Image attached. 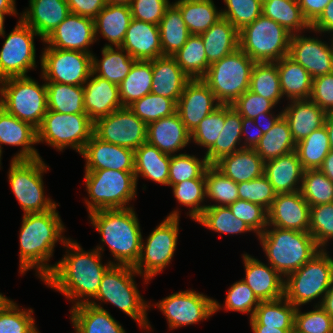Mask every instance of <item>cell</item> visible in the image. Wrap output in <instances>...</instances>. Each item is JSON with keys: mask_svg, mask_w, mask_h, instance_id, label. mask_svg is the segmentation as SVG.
<instances>
[{"mask_svg": "<svg viewBox=\"0 0 333 333\" xmlns=\"http://www.w3.org/2000/svg\"><path fill=\"white\" fill-rule=\"evenodd\" d=\"M63 244L74 252L66 254L61 261L53 265V270L43 281L71 300L85 296L94 298L103 275L115 263L110 261L106 266L101 264L100 251L103 247L86 252L78 243L69 239Z\"/></svg>", "mask_w": 333, "mask_h": 333, "instance_id": "obj_1", "label": "cell"}, {"mask_svg": "<svg viewBox=\"0 0 333 333\" xmlns=\"http://www.w3.org/2000/svg\"><path fill=\"white\" fill-rule=\"evenodd\" d=\"M20 230V271L37 267L41 279H44L54 268L48 261L52 256L55 243L62 237L64 230L56 207L42 213L24 214Z\"/></svg>", "mask_w": 333, "mask_h": 333, "instance_id": "obj_2", "label": "cell"}, {"mask_svg": "<svg viewBox=\"0 0 333 333\" xmlns=\"http://www.w3.org/2000/svg\"><path fill=\"white\" fill-rule=\"evenodd\" d=\"M93 226L101 234L119 263L134 267L141 254L142 235L132 207L125 209H101L90 213Z\"/></svg>", "mask_w": 333, "mask_h": 333, "instance_id": "obj_3", "label": "cell"}, {"mask_svg": "<svg viewBox=\"0 0 333 333\" xmlns=\"http://www.w3.org/2000/svg\"><path fill=\"white\" fill-rule=\"evenodd\" d=\"M258 236L270 265L284 276L298 270L321 250L309 232L274 227Z\"/></svg>", "mask_w": 333, "mask_h": 333, "instance_id": "obj_4", "label": "cell"}, {"mask_svg": "<svg viewBox=\"0 0 333 333\" xmlns=\"http://www.w3.org/2000/svg\"><path fill=\"white\" fill-rule=\"evenodd\" d=\"M255 62L240 48L211 64L202 80L214 93L217 103L232 105L249 90Z\"/></svg>", "mask_w": 333, "mask_h": 333, "instance_id": "obj_5", "label": "cell"}, {"mask_svg": "<svg viewBox=\"0 0 333 333\" xmlns=\"http://www.w3.org/2000/svg\"><path fill=\"white\" fill-rule=\"evenodd\" d=\"M0 83V106L37 129L48 111L46 84L40 86L28 76L6 78Z\"/></svg>", "mask_w": 333, "mask_h": 333, "instance_id": "obj_6", "label": "cell"}, {"mask_svg": "<svg viewBox=\"0 0 333 333\" xmlns=\"http://www.w3.org/2000/svg\"><path fill=\"white\" fill-rule=\"evenodd\" d=\"M292 34L261 14L239 31V48L255 63L277 62L289 54Z\"/></svg>", "mask_w": 333, "mask_h": 333, "instance_id": "obj_7", "label": "cell"}, {"mask_svg": "<svg viewBox=\"0 0 333 333\" xmlns=\"http://www.w3.org/2000/svg\"><path fill=\"white\" fill-rule=\"evenodd\" d=\"M85 182L90 201L89 213L101 209H125L136 194L137 181L134 171L112 169L85 170Z\"/></svg>", "mask_w": 333, "mask_h": 333, "instance_id": "obj_8", "label": "cell"}, {"mask_svg": "<svg viewBox=\"0 0 333 333\" xmlns=\"http://www.w3.org/2000/svg\"><path fill=\"white\" fill-rule=\"evenodd\" d=\"M135 273L137 272L132 266L112 265L103 275L94 298L112 303L136 320L140 326L149 328L146 316L149 306L142 299L134 283Z\"/></svg>", "mask_w": 333, "mask_h": 333, "instance_id": "obj_9", "label": "cell"}, {"mask_svg": "<svg viewBox=\"0 0 333 333\" xmlns=\"http://www.w3.org/2000/svg\"><path fill=\"white\" fill-rule=\"evenodd\" d=\"M287 276L284 297L298 308L326 294L333 281V259L321 249L302 267Z\"/></svg>", "mask_w": 333, "mask_h": 333, "instance_id": "obj_10", "label": "cell"}, {"mask_svg": "<svg viewBox=\"0 0 333 333\" xmlns=\"http://www.w3.org/2000/svg\"><path fill=\"white\" fill-rule=\"evenodd\" d=\"M94 122L87 114H64L48 110L37 128V143L44 140L58 150L71 146L81 153L93 135Z\"/></svg>", "mask_w": 333, "mask_h": 333, "instance_id": "obj_11", "label": "cell"}, {"mask_svg": "<svg viewBox=\"0 0 333 333\" xmlns=\"http://www.w3.org/2000/svg\"><path fill=\"white\" fill-rule=\"evenodd\" d=\"M46 168L41 158L12 159L8 175L9 182L24 214L42 213L56 207L55 202L44 196L42 173L47 170Z\"/></svg>", "mask_w": 333, "mask_h": 333, "instance_id": "obj_12", "label": "cell"}, {"mask_svg": "<svg viewBox=\"0 0 333 333\" xmlns=\"http://www.w3.org/2000/svg\"><path fill=\"white\" fill-rule=\"evenodd\" d=\"M178 215L177 211L169 214L149 235L146 245L142 242L141 254L134 266V270L137 274L144 272L143 275L146 280L162 271L170 263L174 255L179 231Z\"/></svg>", "mask_w": 333, "mask_h": 333, "instance_id": "obj_13", "label": "cell"}, {"mask_svg": "<svg viewBox=\"0 0 333 333\" xmlns=\"http://www.w3.org/2000/svg\"><path fill=\"white\" fill-rule=\"evenodd\" d=\"M92 53L47 47L41 56L43 78L49 82L83 86L92 72Z\"/></svg>", "mask_w": 333, "mask_h": 333, "instance_id": "obj_14", "label": "cell"}, {"mask_svg": "<svg viewBox=\"0 0 333 333\" xmlns=\"http://www.w3.org/2000/svg\"><path fill=\"white\" fill-rule=\"evenodd\" d=\"M93 134L100 140L136 150L147 140V124L128 107H122L94 122Z\"/></svg>", "mask_w": 333, "mask_h": 333, "instance_id": "obj_15", "label": "cell"}, {"mask_svg": "<svg viewBox=\"0 0 333 333\" xmlns=\"http://www.w3.org/2000/svg\"><path fill=\"white\" fill-rule=\"evenodd\" d=\"M34 35L38 34L20 18L0 51V81L27 76L28 70L35 67Z\"/></svg>", "mask_w": 333, "mask_h": 333, "instance_id": "obj_16", "label": "cell"}, {"mask_svg": "<svg viewBox=\"0 0 333 333\" xmlns=\"http://www.w3.org/2000/svg\"><path fill=\"white\" fill-rule=\"evenodd\" d=\"M156 305L172 329L207 319L221 308L216 300L190 290L174 293Z\"/></svg>", "mask_w": 333, "mask_h": 333, "instance_id": "obj_17", "label": "cell"}, {"mask_svg": "<svg viewBox=\"0 0 333 333\" xmlns=\"http://www.w3.org/2000/svg\"><path fill=\"white\" fill-rule=\"evenodd\" d=\"M214 93L202 79H191L185 86L183 93L177 101V109L180 119L191 133L198 124L221 104Z\"/></svg>", "mask_w": 333, "mask_h": 333, "instance_id": "obj_18", "label": "cell"}, {"mask_svg": "<svg viewBox=\"0 0 333 333\" xmlns=\"http://www.w3.org/2000/svg\"><path fill=\"white\" fill-rule=\"evenodd\" d=\"M288 56L306 69L313 79L333 72V43L329 47L318 39L295 33L291 36Z\"/></svg>", "mask_w": 333, "mask_h": 333, "instance_id": "obj_19", "label": "cell"}, {"mask_svg": "<svg viewBox=\"0 0 333 333\" xmlns=\"http://www.w3.org/2000/svg\"><path fill=\"white\" fill-rule=\"evenodd\" d=\"M95 40L94 19L70 13L44 40L49 47L90 53Z\"/></svg>", "mask_w": 333, "mask_h": 333, "instance_id": "obj_20", "label": "cell"}, {"mask_svg": "<svg viewBox=\"0 0 333 333\" xmlns=\"http://www.w3.org/2000/svg\"><path fill=\"white\" fill-rule=\"evenodd\" d=\"M310 205L300 191L280 193L268 209V226L309 232Z\"/></svg>", "mask_w": 333, "mask_h": 333, "instance_id": "obj_21", "label": "cell"}, {"mask_svg": "<svg viewBox=\"0 0 333 333\" xmlns=\"http://www.w3.org/2000/svg\"><path fill=\"white\" fill-rule=\"evenodd\" d=\"M80 154L87 161L85 170L134 171V150L104 142L94 134Z\"/></svg>", "mask_w": 333, "mask_h": 333, "instance_id": "obj_22", "label": "cell"}, {"mask_svg": "<svg viewBox=\"0 0 333 333\" xmlns=\"http://www.w3.org/2000/svg\"><path fill=\"white\" fill-rule=\"evenodd\" d=\"M246 278L245 283L253 290L260 302L274 301L284 297V278L272 266L267 267L262 262L243 255Z\"/></svg>", "mask_w": 333, "mask_h": 333, "instance_id": "obj_23", "label": "cell"}, {"mask_svg": "<svg viewBox=\"0 0 333 333\" xmlns=\"http://www.w3.org/2000/svg\"><path fill=\"white\" fill-rule=\"evenodd\" d=\"M121 47L136 60L162 57L158 25L132 18Z\"/></svg>", "mask_w": 333, "mask_h": 333, "instance_id": "obj_24", "label": "cell"}, {"mask_svg": "<svg viewBox=\"0 0 333 333\" xmlns=\"http://www.w3.org/2000/svg\"><path fill=\"white\" fill-rule=\"evenodd\" d=\"M89 77L83 85L84 110L89 118L95 122L97 119L111 114L122 108L119 96V86L98 76Z\"/></svg>", "mask_w": 333, "mask_h": 333, "instance_id": "obj_25", "label": "cell"}, {"mask_svg": "<svg viewBox=\"0 0 333 333\" xmlns=\"http://www.w3.org/2000/svg\"><path fill=\"white\" fill-rule=\"evenodd\" d=\"M37 143V129L19 120L0 106V153L1 144L23 146L13 160H34L41 158L31 146Z\"/></svg>", "mask_w": 333, "mask_h": 333, "instance_id": "obj_26", "label": "cell"}, {"mask_svg": "<svg viewBox=\"0 0 333 333\" xmlns=\"http://www.w3.org/2000/svg\"><path fill=\"white\" fill-rule=\"evenodd\" d=\"M191 140V133L185 127L177 112L147 125L146 142L161 152L172 155L183 149Z\"/></svg>", "mask_w": 333, "mask_h": 333, "instance_id": "obj_27", "label": "cell"}, {"mask_svg": "<svg viewBox=\"0 0 333 333\" xmlns=\"http://www.w3.org/2000/svg\"><path fill=\"white\" fill-rule=\"evenodd\" d=\"M151 93L174 100L176 103L191 78L172 56L152 59Z\"/></svg>", "mask_w": 333, "mask_h": 333, "instance_id": "obj_28", "label": "cell"}, {"mask_svg": "<svg viewBox=\"0 0 333 333\" xmlns=\"http://www.w3.org/2000/svg\"><path fill=\"white\" fill-rule=\"evenodd\" d=\"M70 13L66 0H30L21 19L44 41Z\"/></svg>", "mask_w": 333, "mask_h": 333, "instance_id": "obj_29", "label": "cell"}, {"mask_svg": "<svg viewBox=\"0 0 333 333\" xmlns=\"http://www.w3.org/2000/svg\"><path fill=\"white\" fill-rule=\"evenodd\" d=\"M71 320L76 333H125L123 327L102 306L89 298L76 302Z\"/></svg>", "mask_w": 333, "mask_h": 333, "instance_id": "obj_30", "label": "cell"}, {"mask_svg": "<svg viewBox=\"0 0 333 333\" xmlns=\"http://www.w3.org/2000/svg\"><path fill=\"white\" fill-rule=\"evenodd\" d=\"M282 115L287 120L296 143L306 138L314 130L324 126L327 113L316 103L308 100H293Z\"/></svg>", "mask_w": 333, "mask_h": 333, "instance_id": "obj_31", "label": "cell"}, {"mask_svg": "<svg viewBox=\"0 0 333 333\" xmlns=\"http://www.w3.org/2000/svg\"><path fill=\"white\" fill-rule=\"evenodd\" d=\"M213 165L237 184L263 176L265 169V161L248 148L223 156Z\"/></svg>", "mask_w": 333, "mask_h": 333, "instance_id": "obj_32", "label": "cell"}, {"mask_svg": "<svg viewBox=\"0 0 333 333\" xmlns=\"http://www.w3.org/2000/svg\"><path fill=\"white\" fill-rule=\"evenodd\" d=\"M303 172L295 150L265 162L264 175L277 194L300 191L295 185L302 181Z\"/></svg>", "mask_w": 333, "mask_h": 333, "instance_id": "obj_33", "label": "cell"}, {"mask_svg": "<svg viewBox=\"0 0 333 333\" xmlns=\"http://www.w3.org/2000/svg\"><path fill=\"white\" fill-rule=\"evenodd\" d=\"M200 36L209 66L239 48V31L223 17Z\"/></svg>", "mask_w": 333, "mask_h": 333, "instance_id": "obj_34", "label": "cell"}, {"mask_svg": "<svg viewBox=\"0 0 333 333\" xmlns=\"http://www.w3.org/2000/svg\"><path fill=\"white\" fill-rule=\"evenodd\" d=\"M282 96L291 100H308L312 92L313 78L299 63L288 55L277 62Z\"/></svg>", "mask_w": 333, "mask_h": 333, "instance_id": "obj_35", "label": "cell"}, {"mask_svg": "<svg viewBox=\"0 0 333 333\" xmlns=\"http://www.w3.org/2000/svg\"><path fill=\"white\" fill-rule=\"evenodd\" d=\"M131 20L130 6L106 4L94 18L95 37L100 32L116 48L121 47Z\"/></svg>", "mask_w": 333, "mask_h": 333, "instance_id": "obj_36", "label": "cell"}, {"mask_svg": "<svg viewBox=\"0 0 333 333\" xmlns=\"http://www.w3.org/2000/svg\"><path fill=\"white\" fill-rule=\"evenodd\" d=\"M134 173L152 181L168 185L171 155L161 152L149 143L142 144L134 151Z\"/></svg>", "mask_w": 333, "mask_h": 333, "instance_id": "obj_37", "label": "cell"}, {"mask_svg": "<svg viewBox=\"0 0 333 333\" xmlns=\"http://www.w3.org/2000/svg\"><path fill=\"white\" fill-rule=\"evenodd\" d=\"M174 4L180 9L190 35H201L222 18L212 0H178Z\"/></svg>", "mask_w": 333, "mask_h": 333, "instance_id": "obj_38", "label": "cell"}, {"mask_svg": "<svg viewBox=\"0 0 333 333\" xmlns=\"http://www.w3.org/2000/svg\"><path fill=\"white\" fill-rule=\"evenodd\" d=\"M117 49L118 51H115L112 45L107 44L102 49L103 58L100 61L92 56L91 76L98 72V76L116 85L126 78L136 59L128 53L123 54L125 50L122 47Z\"/></svg>", "mask_w": 333, "mask_h": 333, "instance_id": "obj_39", "label": "cell"}, {"mask_svg": "<svg viewBox=\"0 0 333 333\" xmlns=\"http://www.w3.org/2000/svg\"><path fill=\"white\" fill-rule=\"evenodd\" d=\"M152 60H136L126 78L118 85L123 107L151 93Z\"/></svg>", "mask_w": 333, "mask_h": 333, "instance_id": "obj_40", "label": "cell"}, {"mask_svg": "<svg viewBox=\"0 0 333 333\" xmlns=\"http://www.w3.org/2000/svg\"><path fill=\"white\" fill-rule=\"evenodd\" d=\"M162 56H173L186 43L190 33L182 18L180 9L170 4L158 24Z\"/></svg>", "mask_w": 333, "mask_h": 333, "instance_id": "obj_41", "label": "cell"}, {"mask_svg": "<svg viewBox=\"0 0 333 333\" xmlns=\"http://www.w3.org/2000/svg\"><path fill=\"white\" fill-rule=\"evenodd\" d=\"M289 124L282 115L274 126L259 140L255 147L256 153L266 162L295 150Z\"/></svg>", "mask_w": 333, "mask_h": 333, "instance_id": "obj_42", "label": "cell"}, {"mask_svg": "<svg viewBox=\"0 0 333 333\" xmlns=\"http://www.w3.org/2000/svg\"><path fill=\"white\" fill-rule=\"evenodd\" d=\"M242 117L232 108L225 105V123L215 144L206 152L205 158L209 164H214L223 156L232 154L241 148L236 149L237 142L242 136Z\"/></svg>", "mask_w": 333, "mask_h": 333, "instance_id": "obj_43", "label": "cell"}, {"mask_svg": "<svg viewBox=\"0 0 333 333\" xmlns=\"http://www.w3.org/2000/svg\"><path fill=\"white\" fill-rule=\"evenodd\" d=\"M48 110L64 114H86L83 86L47 82Z\"/></svg>", "mask_w": 333, "mask_h": 333, "instance_id": "obj_44", "label": "cell"}, {"mask_svg": "<svg viewBox=\"0 0 333 333\" xmlns=\"http://www.w3.org/2000/svg\"><path fill=\"white\" fill-rule=\"evenodd\" d=\"M262 14L292 35L293 31L299 32L303 28H311L301 12L298 0H262Z\"/></svg>", "mask_w": 333, "mask_h": 333, "instance_id": "obj_45", "label": "cell"}, {"mask_svg": "<svg viewBox=\"0 0 333 333\" xmlns=\"http://www.w3.org/2000/svg\"><path fill=\"white\" fill-rule=\"evenodd\" d=\"M172 57L191 79H202L208 71L205 46L200 35H190Z\"/></svg>", "mask_w": 333, "mask_h": 333, "instance_id": "obj_46", "label": "cell"}, {"mask_svg": "<svg viewBox=\"0 0 333 333\" xmlns=\"http://www.w3.org/2000/svg\"><path fill=\"white\" fill-rule=\"evenodd\" d=\"M295 151L304 170L319 169L331 151L325 125L296 143Z\"/></svg>", "mask_w": 333, "mask_h": 333, "instance_id": "obj_47", "label": "cell"}, {"mask_svg": "<svg viewBox=\"0 0 333 333\" xmlns=\"http://www.w3.org/2000/svg\"><path fill=\"white\" fill-rule=\"evenodd\" d=\"M296 309L291 302L283 297L274 301L260 302L253 317L266 327L294 329Z\"/></svg>", "mask_w": 333, "mask_h": 333, "instance_id": "obj_48", "label": "cell"}, {"mask_svg": "<svg viewBox=\"0 0 333 333\" xmlns=\"http://www.w3.org/2000/svg\"><path fill=\"white\" fill-rule=\"evenodd\" d=\"M249 90L276 105L282 97L277 65L272 62L255 63L251 71Z\"/></svg>", "mask_w": 333, "mask_h": 333, "instance_id": "obj_49", "label": "cell"}, {"mask_svg": "<svg viewBox=\"0 0 333 333\" xmlns=\"http://www.w3.org/2000/svg\"><path fill=\"white\" fill-rule=\"evenodd\" d=\"M195 221L220 233L236 234L252 231L245 222L233 215L229 206L209 205Z\"/></svg>", "mask_w": 333, "mask_h": 333, "instance_id": "obj_50", "label": "cell"}, {"mask_svg": "<svg viewBox=\"0 0 333 333\" xmlns=\"http://www.w3.org/2000/svg\"><path fill=\"white\" fill-rule=\"evenodd\" d=\"M300 188L310 207L333 202V182L320 169L304 170Z\"/></svg>", "mask_w": 333, "mask_h": 333, "instance_id": "obj_51", "label": "cell"}, {"mask_svg": "<svg viewBox=\"0 0 333 333\" xmlns=\"http://www.w3.org/2000/svg\"><path fill=\"white\" fill-rule=\"evenodd\" d=\"M128 108L147 125L176 112L177 103L169 98L149 93Z\"/></svg>", "mask_w": 333, "mask_h": 333, "instance_id": "obj_52", "label": "cell"}, {"mask_svg": "<svg viewBox=\"0 0 333 333\" xmlns=\"http://www.w3.org/2000/svg\"><path fill=\"white\" fill-rule=\"evenodd\" d=\"M205 182L206 196L219 202L218 206H229L239 199L238 184L225 176L213 164L206 168Z\"/></svg>", "mask_w": 333, "mask_h": 333, "instance_id": "obj_53", "label": "cell"}, {"mask_svg": "<svg viewBox=\"0 0 333 333\" xmlns=\"http://www.w3.org/2000/svg\"><path fill=\"white\" fill-rule=\"evenodd\" d=\"M33 310H19L11 300L0 303V333H39L35 327Z\"/></svg>", "mask_w": 333, "mask_h": 333, "instance_id": "obj_54", "label": "cell"}, {"mask_svg": "<svg viewBox=\"0 0 333 333\" xmlns=\"http://www.w3.org/2000/svg\"><path fill=\"white\" fill-rule=\"evenodd\" d=\"M209 165L205 157L201 161L188 154L171 155L168 185L173 186L190 179H205Z\"/></svg>", "mask_w": 333, "mask_h": 333, "instance_id": "obj_55", "label": "cell"}, {"mask_svg": "<svg viewBox=\"0 0 333 333\" xmlns=\"http://www.w3.org/2000/svg\"><path fill=\"white\" fill-rule=\"evenodd\" d=\"M173 193L179 203L191 207L190 217L196 220L207 205L200 206L206 196L205 179H190L172 186Z\"/></svg>", "mask_w": 333, "mask_h": 333, "instance_id": "obj_56", "label": "cell"}, {"mask_svg": "<svg viewBox=\"0 0 333 333\" xmlns=\"http://www.w3.org/2000/svg\"><path fill=\"white\" fill-rule=\"evenodd\" d=\"M228 10L221 11L238 31L262 14V0H224Z\"/></svg>", "mask_w": 333, "mask_h": 333, "instance_id": "obj_57", "label": "cell"}, {"mask_svg": "<svg viewBox=\"0 0 333 333\" xmlns=\"http://www.w3.org/2000/svg\"><path fill=\"white\" fill-rule=\"evenodd\" d=\"M309 233L320 249L333 238V202L310 207Z\"/></svg>", "mask_w": 333, "mask_h": 333, "instance_id": "obj_58", "label": "cell"}, {"mask_svg": "<svg viewBox=\"0 0 333 333\" xmlns=\"http://www.w3.org/2000/svg\"><path fill=\"white\" fill-rule=\"evenodd\" d=\"M225 123V105H220L207 115L191 132L195 143L207 147V151L215 144Z\"/></svg>", "mask_w": 333, "mask_h": 333, "instance_id": "obj_59", "label": "cell"}, {"mask_svg": "<svg viewBox=\"0 0 333 333\" xmlns=\"http://www.w3.org/2000/svg\"><path fill=\"white\" fill-rule=\"evenodd\" d=\"M276 195L277 193L265 175L247 182L238 183V196L240 200L258 204L267 211L276 198Z\"/></svg>", "mask_w": 333, "mask_h": 333, "instance_id": "obj_60", "label": "cell"}, {"mask_svg": "<svg viewBox=\"0 0 333 333\" xmlns=\"http://www.w3.org/2000/svg\"><path fill=\"white\" fill-rule=\"evenodd\" d=\"M293 333H333V319L320 305L307 313L297 308Z\"/></svg>", "mask_w": 333, "mask_h": 333, "instance_id": "obj_61", "label": "cell"}, {"mask_svg": "<svg viewBox=\"0 0 333 333\" xmlns=\"http://www.w3.org/2000/svg\"><path fill=\"white\" fill-rule=\"evenodd\" d=\"M233 215L245 222L258 235L263 233L268 226V211L252 202L238 199L229 205Z\"/></svg>", "mask_w": 333, "mask_h": 333, "instance_id": "obj_62", "label": "cell"}, {"mask_svg": "<svg viewBox=\"0 0 333 333\" xmlns=\"http://www.w3.org/2000/svg\"><path fill=\"white\" fill-rule=\"evenodd\" d=\"M259 303L260 301L253 293V290L243 279L231 286L225 300L227 310L239 311L242 313L251 312L250 318L253 317Z\"/></svg>", "mask_w": 333, "mask_h": 333, "instance_id": "obj_63", "label": "cell"}, {"mask_svg": "<svg viewBox=\"0 0 333 333\" xmlns=\"http://www.w3.org/2000/svg\"><path fill=\"white\" fill-rule=\"evenodd\" d=\"M241 117L255 119L262 113H270L275 104L262 96L247 90L232 105Z\"/></svg>", "mask_w": 333, "mask_h": 333, "instance_id": "obj_64", "label": "cell"}, {"mask_svg": "<svg viewBox=\"0 0 333 333\" xmlns=\"http://www.w3.org/2000/svg\"><path fill=\"white\" fill-rule=\"evenodd\" d=\"M169 6V0H132L130 4L132 18L155 25Z\"/></svg>", "mask_w": 333, "mask_h": 333, "instance_id": "obj_65", "label": "cell"}, {"mask_svg": "<svg viewBox=\"0 0 333 333\" xmlns=\"http://www.w3.org/2000/svg\"><path fill=\"white\" fill-rule=\"evenodd\" d=\"M310 100L326 113H333V72L313 79Z\"/></svg>", "mask_w": 333, "mask_h": 333, "instance_id": "obj_66", "label": "cell"}, {"mask_svg": "<svg viewBox=\"0 0 333 333\" xmlns=\"http://www.w3.org/2000/svg\"><path fill=\"white\" fill-rule=\"evenodd\" d=\"M70 12L94 19L106 6L105 0H66Z\"/></svg>", "mask_w": 333, "mask_h": 333, "instance_id": "obj_67", "label": "cell"}, {"mask_svg": "<svg viewBox=\"0 0 333 333\" xmlns=\"http://www.w3.org/2000/svg\"><path fill=\"white\" fill-rule=\"evenodd\" d=\"M330 0H298L304 18L311 25L323 12Z\"/></svg>", "mask_w": 333, "mask_h": 333, "instance_id": "obj_68", "label": "cell"}, {"mask_svg": "<svg viewBox=\"0 0 333 333\" xmlns=\"http://www.w3.org/2000/svg\"><path fill=\"white\" fill-rule=\"evenodd\" d=\"M311 29L318 32H333V0H330L320 16L311 24Z\"/></svg>", "mask_w": 333, "mask_h": 333, "instance_id": "obj_69", "label": "cell"}, {"mask_svg": "<svg viewBox=\"0 0 333 333\" xmlns=\"http://www.w3.org/2000/svg\"><path fill=\"white\" fill-rule=\"evenodd\" d=\"M250 124L255 125L254 119H249V118L242 117L241 134H243V132H244L247 136V131L246 130H247L248 126H250ZM256 127H257L256 130L258 132L255 130L256 133H255V131L251 132L250 137H248L249 136L248 135L247 138H245V141H246L247 145L245 143V146H242L243 148L255 149V147L258 145L259 140L261 139V137L264 134H263L262 130L258 128V126H256ZM248 133H249V131H248Z\"/></svg>", "mask_w": 333, "mask_h": 333, "instance_id": "obj_70", "label": "cell"}, {"mask_svg": "<svg viewBox=\"0 0 333 333\" xmlns=\"http://www.w3.org/2000/svg\"><path fill=\"white\" fill-rule=\"evenodd\" d=\"M250 324L254 333H293L294 329H279L261 325L254 317L250 318Z\"/></svg>", "mask_w": 333, "mask_h": 333, "instance_id": "obj_71", "label": "cell"}, {"mask_svg": "<svg viewBox=\"0 0 333 333\" xmlns=\"http://www.w3.org/2000/svg\"><path fill=\"white\" fill-rule=\"evenodd\" d=\"M269 116L271 117H268ZM272 113H262L259 114L258 116L255 117L254 122L256 126H259L258 128L262 130L263 134L267 133L273 126L274 124L277 122V120L282 116V112L279 115H276L277 117H273V115H270ZM266 118L268 119V123H265L263 125H261L262 121ZM261 120V122H260Z\"/></svg>", "mask_w": 333, "mask_h": 333, "instance_id": "obj_72", "label": "cell"}, {"mask_svg": "<svg viewBox=\"0 0 333 333\" xmlns=\"http://www.w3.org/2000/svg\"><path fill=\"white\" fill-rule=\"evenodd\" d=\"M320 306L330 315L333 319V281L331 282L326 294L322 297Z\"/></svg>", "mask_w": 333, "mask_h": 333, "instance_id": "obj_73", "label": "cell"}, {"mask_svg": "<svg viewBox=\"0 0 333 333\" xmlns=\"http://www.w3.org/2000/svg\"><path fill=\"white\" fill-rule=\"evenodd\" d=\"M333 182V150H331L319 168Z\"/></svg>", "mask_w": 333, "mask_h": 333, "instance_id": "obj_74", "label": "cell"}, {"mask_svg": "<svg viewBox=\"0 0 333 333\" xmlns=\"http://www.w3.org/2000/svg\"><path fill=\"white\" fill-rule=\"evenodd\" d=\"M324 125L328 131L330 148L333 150V113H327Z\"/></svg>", "mask_w": 333, "mask_h": 333, "instance_id": "obj_75", "label": "cell"}, {"mask_svg": "<svg viewBox=\"0 0 333 333\" xmlns=\"http://www.w3.org/2000/svg\"><path fill=\"white\" fill-rule=\"evenodd\" d=\"M0 11L6 14H17L15 10V0H0Z\"/></svg>", "mask_w": 333, "mask_h": 333, "instance_id": "obj_76", "label": "cell"}, {"mask_svg": "<svg viewBox=\"0 0 333 333\" xmlns=\"http://www.w3.org/2000/svg\"><path fill=\"white\" fill-rule=\"evenodd\" d=\"M106 4H119L130 6L132 0H105Z\"/></svg>", "mask_w": 333, "mask_h": 333, "instance_id": "obj_77", "label": "cell"}, {"mask_svg": "<svg viewBox=\"0 0 333 333\" xmlns=\"http://www.w3.org/2000/svg\"><path fill=\"white\" fill-rule=\"evenodd\" d=\"M6 13L0 11V36H4L5 35V31H4V15Z\"/></svg>", "mask_w": 333, "mask_h": 333, "instance_id": "obj_78", "label": "cell"}, {"mask_svg": "<svg viewBox=\"0 0 333 333\" xmlns=\"http://www.w3.org/2000/svg\"><path fill=\"white\" fill-rule=\"evenodd\" d=\"M6 297L3 296L1 293H0V303L5 299Z\"/></svg>", "mask_w": 333, "mask_h": 333, "instance_id": "obj_79", "label": "cell"}]
</instances>
